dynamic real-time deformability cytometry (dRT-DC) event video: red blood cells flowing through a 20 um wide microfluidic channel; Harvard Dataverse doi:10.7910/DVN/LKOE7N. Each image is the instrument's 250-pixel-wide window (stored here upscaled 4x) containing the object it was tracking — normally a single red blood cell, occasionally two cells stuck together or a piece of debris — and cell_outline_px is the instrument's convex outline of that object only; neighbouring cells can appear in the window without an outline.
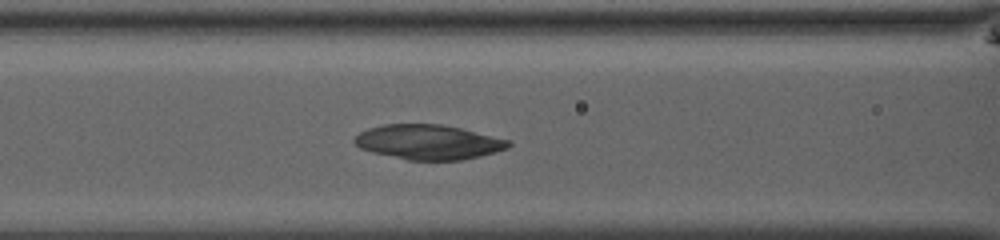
{"species": "common noctule bat (a hibernating species)", "species_latin": "Nyctalus noctula", "temperature_condition": "room temperature", "stored_images_in_passage": 34, "camera_frame_rate_fps": 3000, "um_per_image_px": 0.085, "animal": {"sex": "male", "body_mass_g": 13.0, "forearm_length_mm": 53.1}, "frame": {"image": 1, "passage_image": 6, "time_ms": 1.667, "image_size_px": [1000, 240], "cell_outline_px": [[512, 144], [508, 148], [496, 152], [464, 160], [408, 160], [372, 152], [360, 148], [352, 140], [360, 132], [368, 128], [384, 124], [440, 124], [460, 128], [512, 140]], "centroid_in_image_um": [36.44, 12.08], "position_along_channel_um": 130.2, "area_um2": 31.27}}
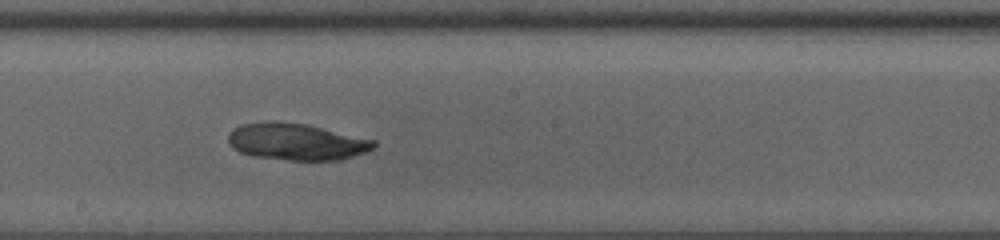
{"frame": {"image": 2, "passage_image": 13, "time_ms": 4.0, "image_size_px": [1000, 240], "cell_outline_px": [[376, 148], [368, 152], [340, 160], [288, 160], [252, 156], [240, 152], [232, 148], [228, 140], [228, 136], [232, 128], [240, 124], [268, 120], [280, 120], [304, 124], [376, 140]], "centroid_in_image_um": [25.18, 12.04], "position_along_channel_um": 223.0, "area_um2": 31.62}}
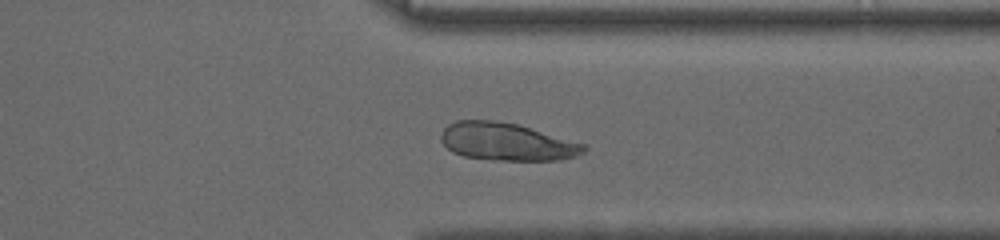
{"frame": {"image": 3, "passage_image": 24, "time_ms": 7.667, "image_size_px": [1000, 240], "cell_outline_px": [[588, 148], [584, 152], [576, 156], [560, 160], [492, 160], [464, 156], [452, 152], [440, 140], [440, 132], [448, 124], [456, 120], [492, 120], [516, 124], [588, 144]], "centroid_in_image_um": [43.09, 12.05], "position_along_channel_um": 368.3, "area_um2": 31.56}}